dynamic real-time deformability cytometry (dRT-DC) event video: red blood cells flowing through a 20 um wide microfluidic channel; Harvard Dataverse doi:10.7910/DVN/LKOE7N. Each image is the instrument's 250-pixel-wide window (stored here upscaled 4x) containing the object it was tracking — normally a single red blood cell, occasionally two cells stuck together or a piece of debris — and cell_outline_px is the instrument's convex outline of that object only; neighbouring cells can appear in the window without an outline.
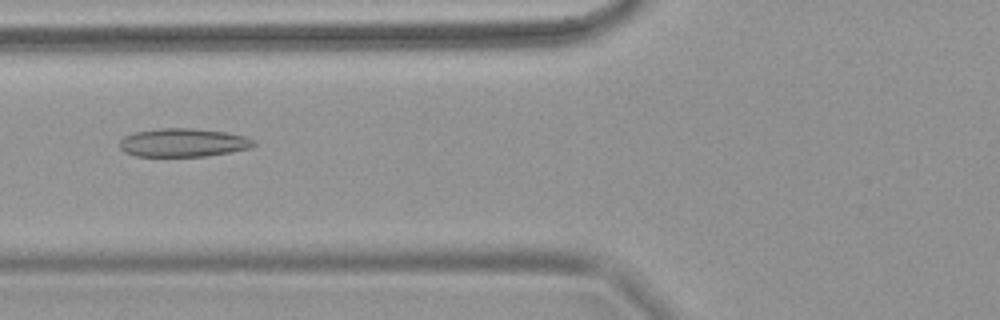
{"species": "common noctule bat (a hibernating species)", "species_latin": "Nyctalus noctula", "temperature_condition": "warm", "stored_images_in_passage": 63, "camera_frame_rate_fps": 3000, "um_per_image_px": 0.085, "animal": {"sex": "female", "body_mass_g": 18.4}, "frame": {"image": 1, "passage_image": 26, "time_ms": 8.333, "image_size_px": [1000, 320], "cell_outline_px": [[256, 144], [252, 148], [208, 156], [136, 156], [124, 152], [120, 148], [120, 140], [124, 136], [136, 132], [160, 128], [192, 128], [228, 132], [244, 136], [256, 140]], "centroid_in_image_um": [15.61, 12.12], "position_along_channel_um": 110.2, "area_um2": 22.37}}
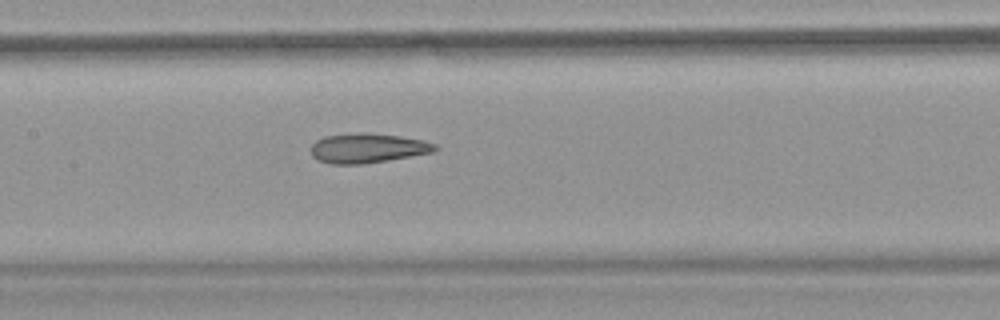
{"frame": {"image": 2, "passage_image": 32, "time_ms": 10.333, "image_size_px": [1000, 320], "cell_outline_px": [[440, 148], [432, 152], [388, 160], [360, 164], [332, 164], [320, 160], [312, 156], [312, 144], [316, 140], [324, 136], [396, 136], [424, 140], [436, 144]], "centroid_in_image_um": [31.28, 12.65], "position_along_channel_um": 176.1, "area_um2": 20.11}}
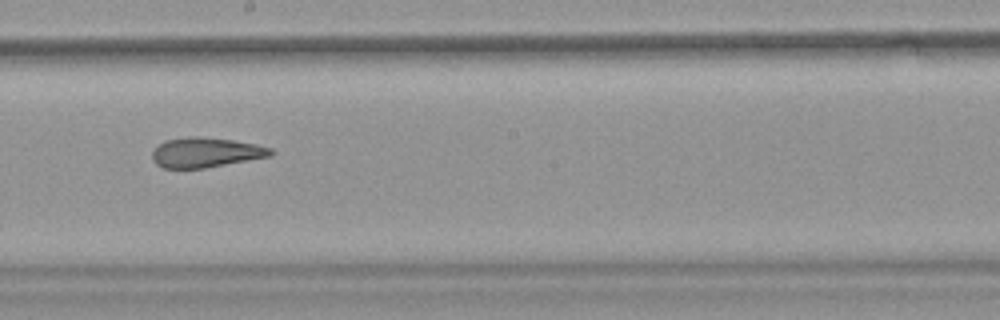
{"frame": {"image": 3, "passage_image": 37, "time_ms": 12.0, "image_size_px": [1000, 320], "cell_outline_px": [[276, 152], [272, 156], [204, 168], [164, 168], [156, 164], [152, 160], [152, 152], [164, 140], [192, 136], [200, 136], [232, 140], [256, 144], [272, 148]], "centroid_in_image_um": [17.52, 12.95], "position_along_channel_um": 230.7, "area_um2": 20.69}}